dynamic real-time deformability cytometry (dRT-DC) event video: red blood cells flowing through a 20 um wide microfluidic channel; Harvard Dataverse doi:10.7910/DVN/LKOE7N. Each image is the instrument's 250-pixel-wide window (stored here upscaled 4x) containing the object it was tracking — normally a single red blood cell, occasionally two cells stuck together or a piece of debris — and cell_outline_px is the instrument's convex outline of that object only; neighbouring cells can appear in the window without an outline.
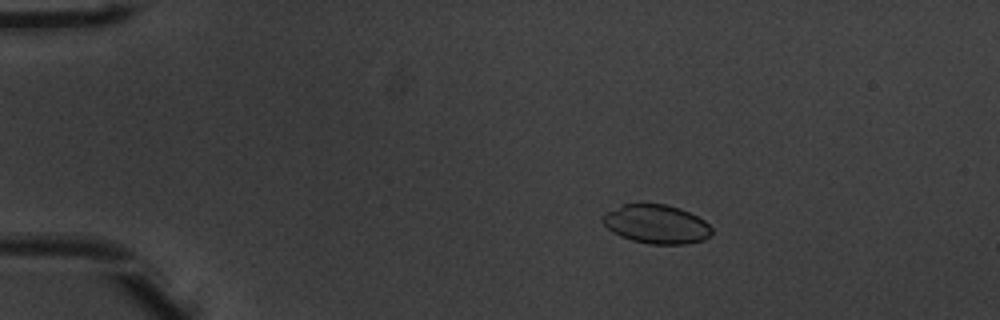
{"species": "common noctule bat (a hibernating species)", "species_latin": "Nyctalus noctula", "temperature_condition": "warm", "stored_images_in_passage": 48, "camera_frame_rate_fps": 3000, "um_per_image_px": 0.085, "animal": {"sex": "male", "body_mass_g": 20.1, "forearm_length_mm": 53.5}, "frame": {"image": 1, "passage_image": 5, "time_ms": 1.333, "image_size_px": [1000, 320], "cell_outline_px": [[712, 232], [704, 240], [684, 244], [648, 244], [632, 240], [620, 236], [612, 232], [600, 220], [600, 216], [604, 212], [624, 204], [664, 204], [680, 208], [704, 220], [712, 228]], "centroid_in_image_um": [55.75, 19.05], "position_along_channel_um": 29.3, "area_um2": 24.74}}
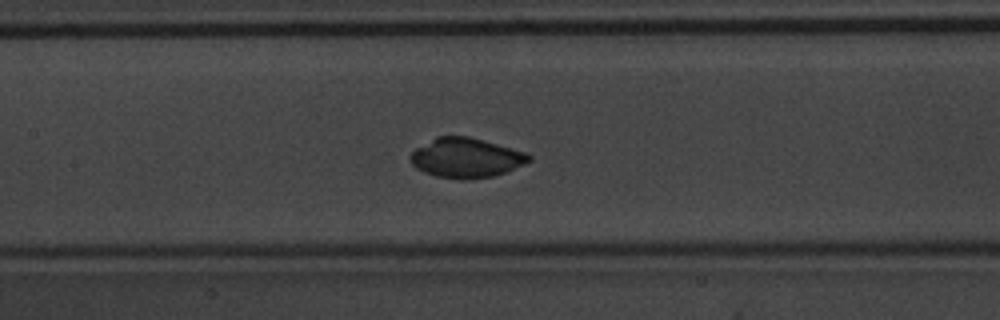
{"frame": {"image": 2, "passage_image": 21, "time_ms": 6.667, "image_size_px": [1000, 320], "cell_outline_px": [[532, 160], [524, 164], [504, 172], [492, 176], [468, 180], [464, 180], [436, 176], [424, 172], [416, 168], [412, 164], [412, 152], [416, 148], [436, 136], [468, 136], [524, 152], [532, 156]], "centroid_in_image_um": [39.6, 13.42], "position_along_channel_um": 167.8, "area_um2": 27.05}}
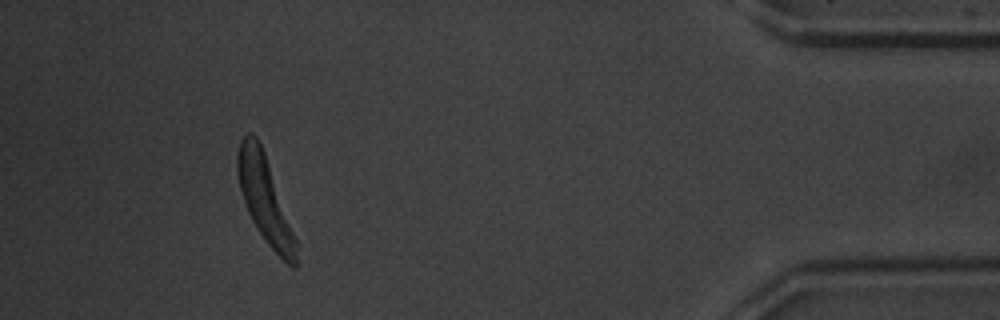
{"frame": {"image": 3, "passage_image": 44, "time_ms": 14.333, "image_size_px": [1000, 320], "cell_outline_px": [[296, 268], [292, 268], [268, 244], [256, 228], [248, 212], [240, 188], [236, 172], [236, 156], [240, 140], [248, 132], [252, 132], [256, 136], [264, 152], [296, 240]], "centroid_in_image_um": [22.46, 16.89], "position_along_channel_um": 412.7, "area_um2": 28.61}, "authors_computed_cell_mechanics": {"area_um2": 27.0793, "velocity_mm_per_s": 3.8998, "shape_relaxation_time_tau1_ms": 6.3352, "shape_relaxation_time_tau2_ms": null, "deformation_change_tau1": 0.3458, "deformation_change_tau2": null}}